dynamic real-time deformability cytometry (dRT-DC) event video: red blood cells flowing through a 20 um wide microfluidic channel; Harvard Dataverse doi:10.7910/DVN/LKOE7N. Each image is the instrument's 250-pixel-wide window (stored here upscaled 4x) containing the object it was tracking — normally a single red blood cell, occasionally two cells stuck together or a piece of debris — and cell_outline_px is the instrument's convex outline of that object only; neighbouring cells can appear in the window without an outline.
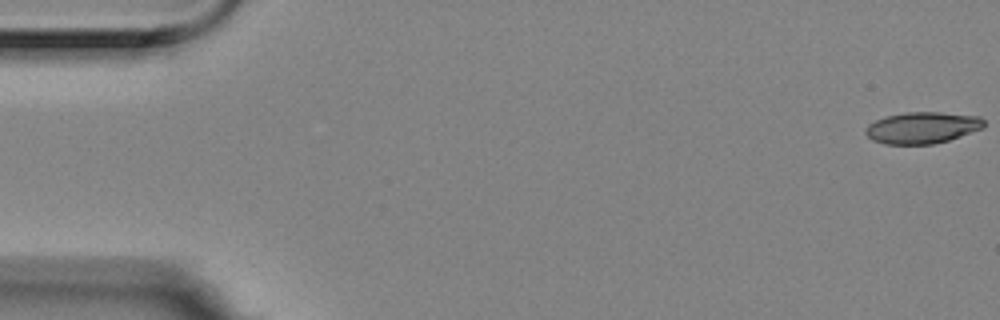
{"species": "Egyptian fruit bat (a non-hibernating species)", "species_latin": "Rousettus aegyptiacus", "temperature_condition": "room temperature", "stored_images_in_passage": 13, "camera_frame_rate_fps": 3000, "um_per_image_px": 0.085, "animal": {"sex": "female"}, "frame": {"image": 1, "passage_image": 1, "time_ms": 0.0, "image_size_px": [1000, 320], "cell_outline_px": [[984, 128], [948, 140], [932, 144], [884, 144], [872, 140], [864, 132], [864, 128], [868, 124], [884, 116], [904, 112], [940, 112], [980, 116], [984, 120]], "centroid_in_image_um": [78.37, 10.85], "position_along_channel_um": 6.6, "area_um2": 21.91}}
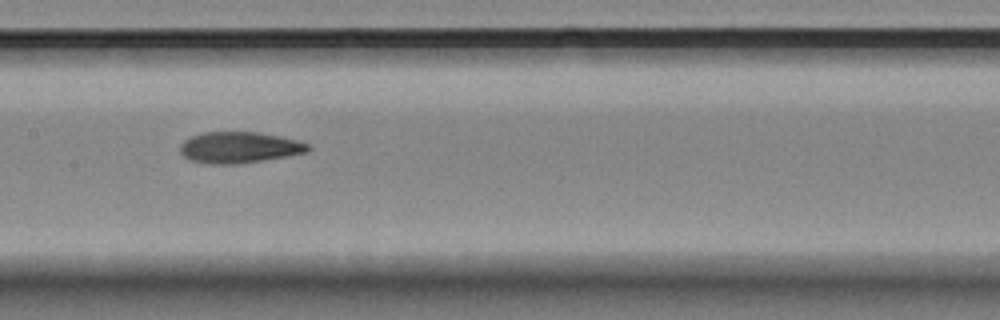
{"frame": {"image": 2, "passage_image": 8, "time_ms": 2.333, "image_size_px": [1000, 320], "cell_outline_px": [[312, 148], [308, 152], [288, 156], [264, 160], [236, 164], [208, 164], [188, 160], [180, 152], [180, 144], [184, 140], [192, 136], [204, 132], [256, 132], [280, 136], [296, 140], [308, 144]], "centroid_in_image_um": [20.33, 12.54], "position_along_channel_um": 187.1, "area_um2": 23.35}}
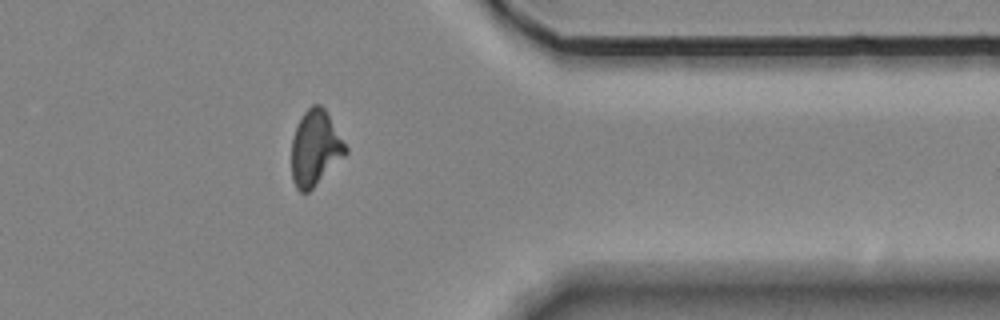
{"frame": {"image": 3, "passage_image": 13, "time_ms": 4.0, "image_size_px": [1000, 320], "cell_outline_px": [[348, 152], [308, 192], [300, 192], [296, 188], [292, 180], [292, 136], [304, 112], [312, 104], [320, 104], [324, 108], [348, 148]], "centroid_in_image_um": [26.78, 12.59], "position_along_channel_um": 384.6, "area_um2": 23.35}}